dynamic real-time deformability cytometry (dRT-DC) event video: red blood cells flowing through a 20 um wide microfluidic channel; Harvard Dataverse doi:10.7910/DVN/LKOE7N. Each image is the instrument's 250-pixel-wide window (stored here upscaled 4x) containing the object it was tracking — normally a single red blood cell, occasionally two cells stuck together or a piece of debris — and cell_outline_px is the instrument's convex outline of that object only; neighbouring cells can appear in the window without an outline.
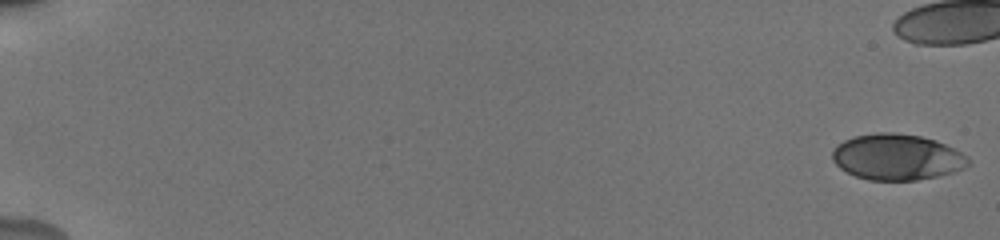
{"species": "human", "species_latin": "Homo sapiens", "temperature_condition": "cold", "stored_images_in_passage": 47, "camera_frame_rate_fps": 3000, "um_per_image_px": 0.085, "donor": {"sex": "male"}, "frame": {"image": 1, "passage_image": 1, "time_ms": 0.0, "image_size_px": [1000, 240], "cell_outline_px": [[972, 164], [956, 172], [916, 180], [868, 180], [856, 176], [840, 168], [832, 160], [832, 148], [836, 144], [852, 136], [876, 132], [896, 132], [920, 136], [936, 140], [968, 156]], "centroid_in_image_um": [76.23, 13.34], "position_along_channel_um": 8.8, "area_um2": 36.76}}
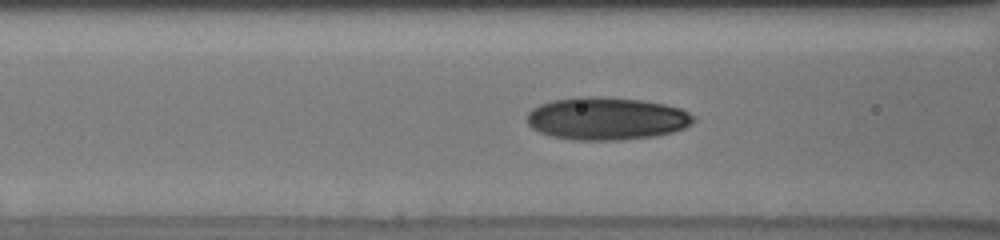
{"frame": {"image": 2, "passage_image": 25, "time_ms": 8.0, "image_size_px": [1000, 240], "cell_outline_px": [[696, 120], [692, 124], [684, 128], [672, 132], [656, 136], [620, 140], [572, 140], [552, 136], [540, 132], [532, 128], [528, 124], [528, 112], [532, 108], [540, 104], [552, 100], [576, 96], [604, 96], [640, 100], [664, 104], [680, 108], [696, 116]], "centroid_in_image_um": [51.57, 10.07], "position_along_channel_um": 115.0, "area_um2": 41.79}}
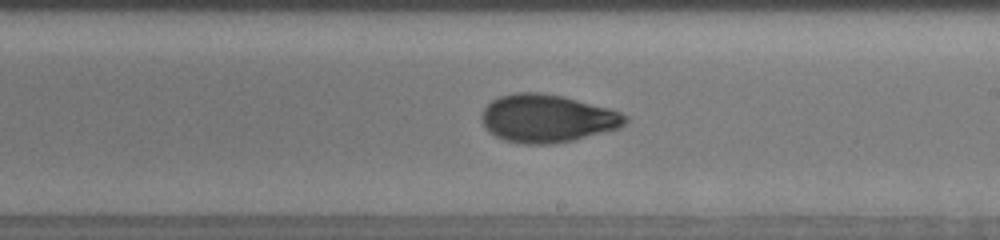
{"frame": {"image": 3, "passage_image": 35, "time_ms": 11.333, "image_size_px": [1000, 240], "cell_outline_px": [[628, 120], [620, 128], [572, 140], [552, 144], [520, 144], [504, 140], [488, 132], [484, 128], [480, 116], [484, 108], [492, 100], [500, 96], [516, 92], [540, 92], [564, 96], [612, 108], [628, 116]], "centroid_in_image_um": [46.51, 10.06], "position_along_channel_um": 242.5, "area_um2": 40.52}}